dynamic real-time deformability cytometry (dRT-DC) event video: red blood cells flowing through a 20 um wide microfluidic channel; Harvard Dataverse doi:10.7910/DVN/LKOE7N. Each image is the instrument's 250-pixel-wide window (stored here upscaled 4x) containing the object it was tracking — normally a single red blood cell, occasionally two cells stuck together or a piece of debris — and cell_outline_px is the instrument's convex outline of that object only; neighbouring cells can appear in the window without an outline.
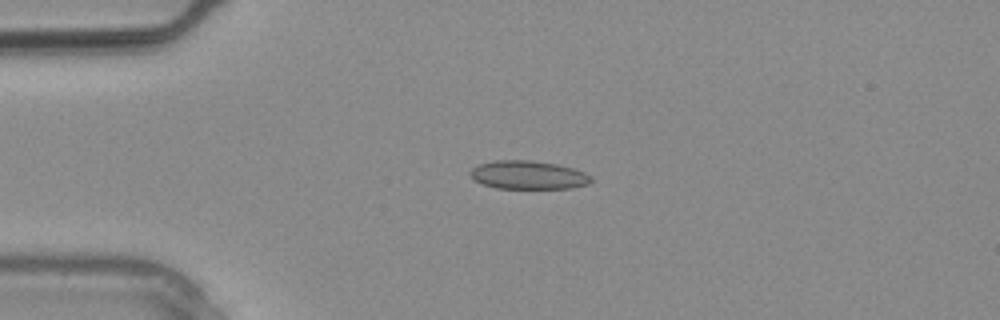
{"species": "common noctule bat (a hibernating species)", "species_latin": "Nyctalus noctula", "temperature_condition": "warm", "stored_images_in_passage": 3, "camera_frame_rate_fps": 3000, "um_per_image_px": 0.085, "animal": {"sex": "male", "body_mass_g": 20.4}, "frame": {"image": 1, "passage_image": 2, "time_ms": 0.333, "image_size_px": [1000, 320], "cell_outline_px": [[592, 180], [588, 184], [572, 188], [496, 188], [480, 184], [468, 172], [472, 168], [480, 164], [496, 160], [532, 160], [556, 164], [572, 168], [584, 172], [592, 176]], "centroid_in_image_um": [44.9, 14.87], "position_along_channel_um": 40.1, "area_um2": 20.0}}